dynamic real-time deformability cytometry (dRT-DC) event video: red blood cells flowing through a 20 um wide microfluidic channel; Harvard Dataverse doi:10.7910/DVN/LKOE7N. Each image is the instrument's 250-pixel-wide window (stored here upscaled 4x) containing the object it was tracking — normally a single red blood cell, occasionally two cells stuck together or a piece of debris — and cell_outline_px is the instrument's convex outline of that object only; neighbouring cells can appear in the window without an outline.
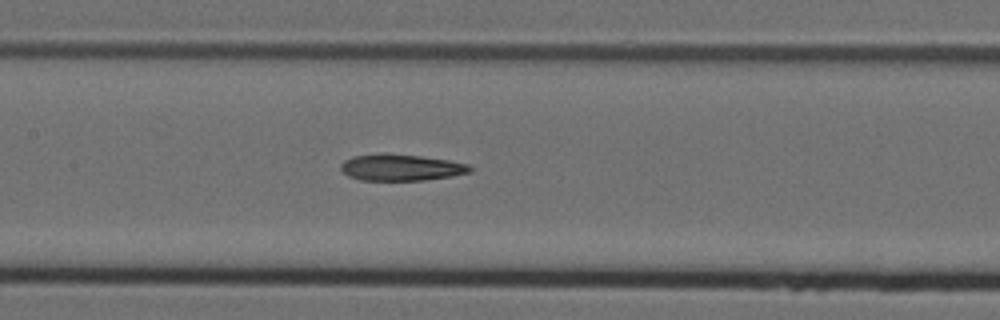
{"species": "Egyptian fruit bat (a non-hibernating species)", "species_latin": "Rousettus aegyptiacus", "temperature_condition": "cold", "stored_images_in_passage": 7, "camera_frame_rate_fps": 3000, "um_per_image_px": 0.085, "animal": {"sex": "female"}, "frame": {"image": 1, "passage_image": 7, "time_ms": 2.0, "image_size_px": [1000, 320], "cell_outline_px": [[472, 168], [468, 172], [448, 176], [424, 180], [360, 180], [348, 176], [340, 168], [340, 164], [344, 160], [352, 156], [420, 156], [448, 160], [468, 164]], "centroid_in_image_um": [34.07, 14.27], "position_along_channel_um": 173.3, "area_um2": 18.9}}